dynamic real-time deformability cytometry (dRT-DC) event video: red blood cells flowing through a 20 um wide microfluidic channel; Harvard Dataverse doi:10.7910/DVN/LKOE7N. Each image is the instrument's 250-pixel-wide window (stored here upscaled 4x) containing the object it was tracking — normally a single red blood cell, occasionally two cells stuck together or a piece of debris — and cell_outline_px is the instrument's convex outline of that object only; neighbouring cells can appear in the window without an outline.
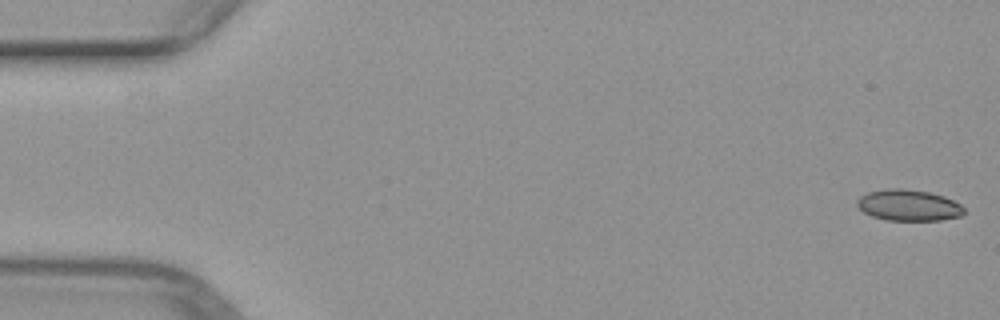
{"species": "common noctule bat (a hibernating species)", "species_latin": "Nyctalus noctula", "temperature_condition": "warm", "stored_images_in_passage": 51, "camera_frame_rate_fps": 3000, "um_per_image_px": 0.085, "animal": {"sex": "female", "body_mass_g": 29.2, "forearm_length_mm": 56.3}, "frame": {"image": 1, "passage_image": 1, "time_ms": 0.0, "image_size_px": [1000, 320], "cell_outline_px": [[964, 212], [960, 216], [940, 220], [888, 220], [872, 216], [864, 212], [856, 204], [856, 200], [860, 196], [868, 192], [888, 188], [900, 188], [928, 192], [944, 196], [960, 204], [964, 208]], "centroid_in_image_um": [77.21, 17.44], "position_along_channel_um": 7.8, "area_um2": 19.31}}
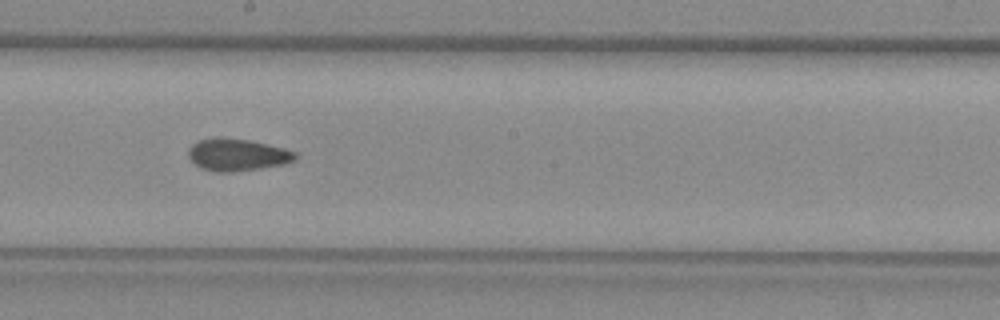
{"frame": {"image": 2, "passage_image": 28, "time_ms": 9.0, "image_size_px": [1000, 320], "cell_outline_px": [[296, 160], [284, 164], [260, 168], [232, 172], [216, 172], [200, 168], [188, 156], [188, 148], [192, 144], [200, 140], [216, 136], [220, 136], [248, 140], [284, 148], [296, 152]], "centroid_in_image_um": [20.14, 13.15], "position_along_channel_um": 228.1, "area_um2": 20.11}}
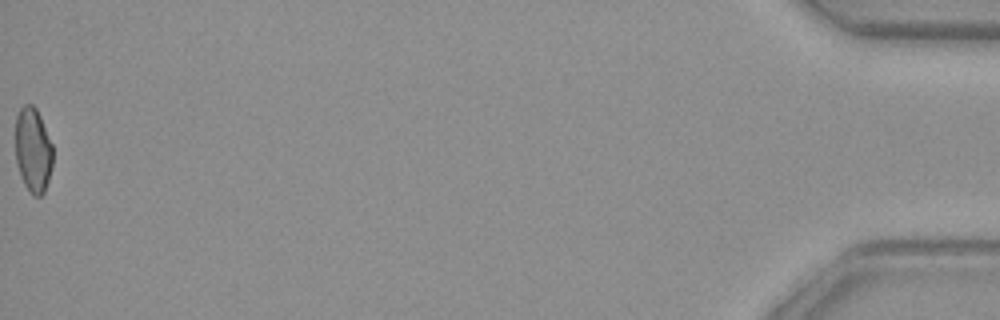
{"frame": {"image": 3, "passage_image": 51, "time_ms": 16.667, "image_size_px": [1000, 320], "cell_outline_px": [[52, 164], [48, 180], [44, 192], [40, 196], [32, 196], [24, 184], [20, 176], [16, 164], [16, 116], [20, 108], [24, 104], [32, 104], [36, 108], [40, 116], [52, 144]], "centroid_in_image_um": [2.79, 12.76], "position_along_channel_um": 432.4, "area_um2": 18.5}}